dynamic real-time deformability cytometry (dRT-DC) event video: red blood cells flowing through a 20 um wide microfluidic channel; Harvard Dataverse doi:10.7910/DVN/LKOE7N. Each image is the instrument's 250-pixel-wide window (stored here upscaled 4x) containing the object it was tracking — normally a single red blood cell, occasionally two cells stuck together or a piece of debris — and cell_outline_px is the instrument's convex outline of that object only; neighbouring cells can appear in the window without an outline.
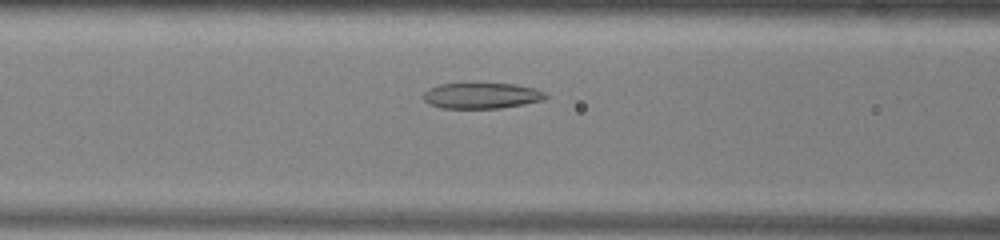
{"species": "common noctule bat (a hibernating species)", "species_latin": "Nyctalus noctula", "temperature_condition": "warm", "stored_images_in_passage": 40, "camera_frame_rate_fps": 3000, "um_per_image_px": 0.085, "animal": {"sex": "male", "body_mass_g": 13.0, "forearm_length_mm": 53.1}, "frame": {"image": 1, "passage_image": 19, "time_ms": 6.0, "image_size_px": [1000, 240], "cell_outline_px": [[548, 96], [544, 100], [524, 104], [500, 108], [440, 108], [428, 104], [420, 96], [428, 88], [440, 84], [516, 84], [536, 88], [544, 92]], "centroid_in_image_um": [40.91, 8.14], "position_along_channel_um": 125.7, "area_um2": 18.5}}
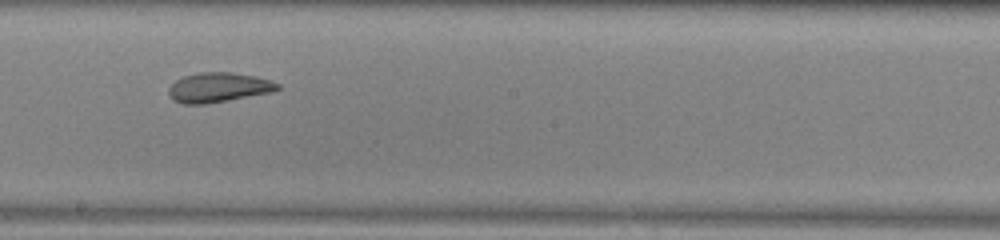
{"frame": {"image": 2, "passage_image": 27, "time_ms": 8.667, "image_size_px": [1000, 240], "cell_outline_px": [[280, 88], [272, 92], [204, 104], [184, 104], [172, 100], [168, 92], [168, 88], [176, 80], [184, 76], [200, 72], [232, 72], [252, 76], [268, 80], [280, 84]], "centroid_in_image_um": [18.53, 7.43], "position_along_channel_um": 229.7, "area_um2": 18.61}}
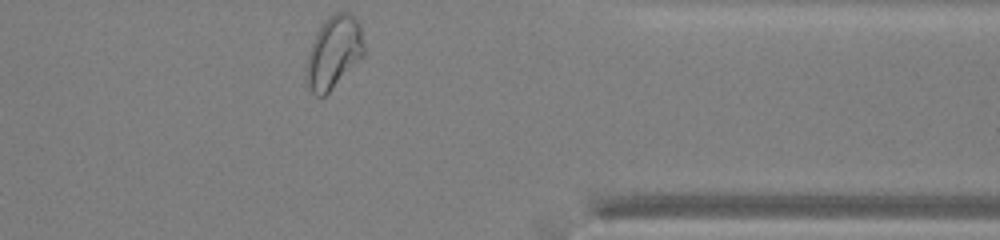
{"frame": {"image": 3, "passage_image": 40, "time_ms": 13.0, "image_size_px": [1000, 240], "cell_outline_px": [[364, 56], [324, 96], [316, 96], [308, 88], [304, 72], [304, 68], [308, 52], [316, 32], [328, 16], [336, 12], [352, 12], [360, 24], [364, 44]], "centroid_in_image_um": [28.35, 4.43], "position_along_channel_um": 383.1, "area_um2": 24.68}, "authors_computed_cell_mechanics": {"area_um2": 20.6057, "velocity_mm_per_s": 3.9102, "shape_relaxation_time_tau1_ms": null, "shape_relaxation_time_tau2_ms": 2.3932, "deformation_change_tau1": null, "deformation_change_tau2": 0.0932}}